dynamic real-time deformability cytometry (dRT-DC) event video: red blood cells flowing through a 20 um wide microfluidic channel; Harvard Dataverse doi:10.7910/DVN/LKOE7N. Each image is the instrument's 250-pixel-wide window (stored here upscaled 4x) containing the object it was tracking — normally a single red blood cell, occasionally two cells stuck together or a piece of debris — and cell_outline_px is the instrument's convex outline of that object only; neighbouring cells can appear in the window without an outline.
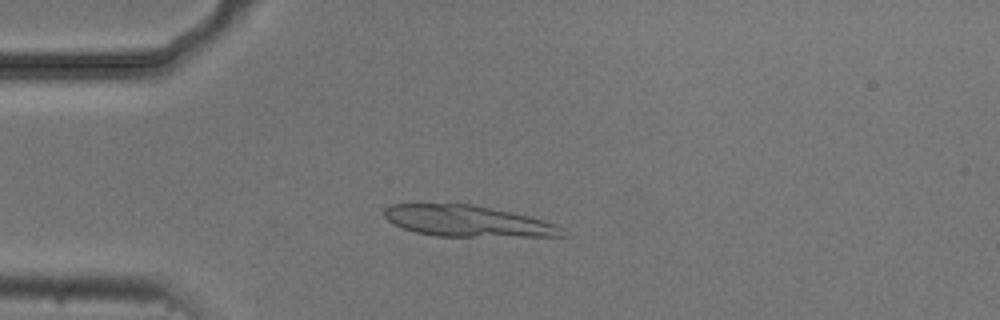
{"species": "common noctule bat (a hibernating species)", "species_latin": "Nyctalus noctula", "temperature_condition": "cold", "stored_images_in_passage": 4, "camera_frame_rate_fps": 3000, "um_per_image_px": 0.085, "animal": {"sex": "male", "body_mass_g": 20.5, "forearm_length_mm": 52.5}, "frame": {"image": 1, "passage_image": 3, "time_ms": 2.333, "image_size_px": [1000, 320], "cell_outline_px": [[568, 236], [436, 236], [416, 232], [392, 224], [384, 216], [384, 208], [392, 204], [472, 204], [528, 216], [556, 224], [564, 228]], "centroid_in_image_um": [39.75, 18.8], "position_along_channel_um": 45.3, "area_um2": 32.08}}